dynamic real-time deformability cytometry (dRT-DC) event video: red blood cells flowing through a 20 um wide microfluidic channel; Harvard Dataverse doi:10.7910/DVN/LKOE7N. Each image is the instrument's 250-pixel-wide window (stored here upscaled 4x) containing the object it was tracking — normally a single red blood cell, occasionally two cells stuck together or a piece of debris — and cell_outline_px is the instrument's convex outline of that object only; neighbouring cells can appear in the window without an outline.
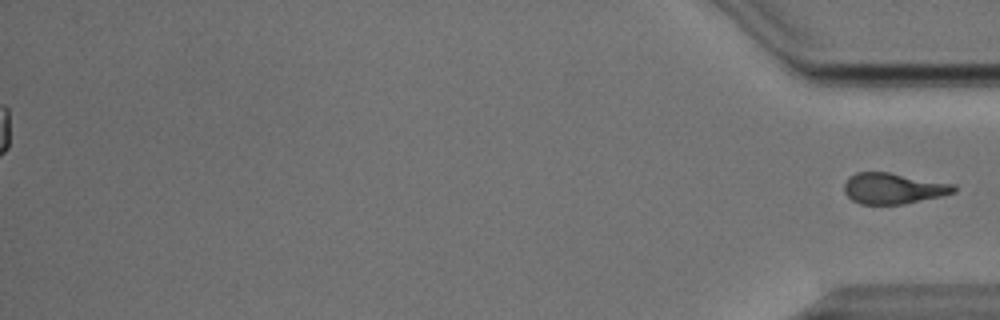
{"species": "Egyptian fruit bat (a non-hibernating species)", "species_latin": "Rousettus aegyptiacus", "temperature_condition": "cold", "stored_images_in_passage": 43, "segment_of_instrument_passage": [2, 2], "camera_frame_rate_fps": 3000, "um_per_image_px": 0.085, "animal": {"sex": "male"}, "frame": {"image": 1, "passage_image": 43, "time_ms": 14.0, "image_size_px": [1000, 320], "cell_outline_px": [[956, 192], [940, 196], [900, 204], [860, 204], [852, 200], [844, 192], [844, 184], [848, 176], [856, 172], [888, 172], [956, 184]], "centroid_in_image_um": [75.91, 16.0], "position_along_channel_um": 359.3, "area_um2": 19.71}}